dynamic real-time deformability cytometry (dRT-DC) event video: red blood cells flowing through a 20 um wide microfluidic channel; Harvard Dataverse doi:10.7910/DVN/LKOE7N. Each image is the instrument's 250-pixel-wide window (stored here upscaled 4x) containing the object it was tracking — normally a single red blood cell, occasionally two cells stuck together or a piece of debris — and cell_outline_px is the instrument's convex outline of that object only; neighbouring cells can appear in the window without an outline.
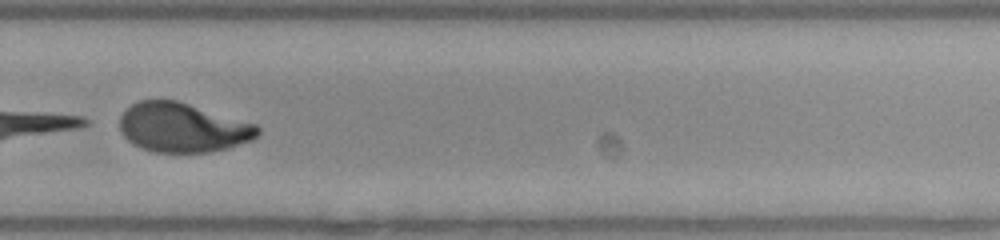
{"species": "human", "species_latin": "Homo sapiens", "temperature_condition": "room temperature", "stored_images_in_passage": 35, "camera_frame_rate_fps": 3000, "um_per_image_px": 0.085, "donor": {"sex": "female"}, "frame": {"image": 1, "passage_image": 33, "time_ms": 10.667, "image_size_px": [1000, 240], "cell_outline_px": [[260, 132], [252, 140], [228, 148], [208, 152], [152, 152], [140, 148], [132, 144], [120, 132], [120, 116], [132, 104], [140, 100], [176, 100], [256, 124], [260, 128]], "centroid_in_image_um": [15.51, 10.85], "position_along_channel_um": 314.3, "area_um2": 39.59}}